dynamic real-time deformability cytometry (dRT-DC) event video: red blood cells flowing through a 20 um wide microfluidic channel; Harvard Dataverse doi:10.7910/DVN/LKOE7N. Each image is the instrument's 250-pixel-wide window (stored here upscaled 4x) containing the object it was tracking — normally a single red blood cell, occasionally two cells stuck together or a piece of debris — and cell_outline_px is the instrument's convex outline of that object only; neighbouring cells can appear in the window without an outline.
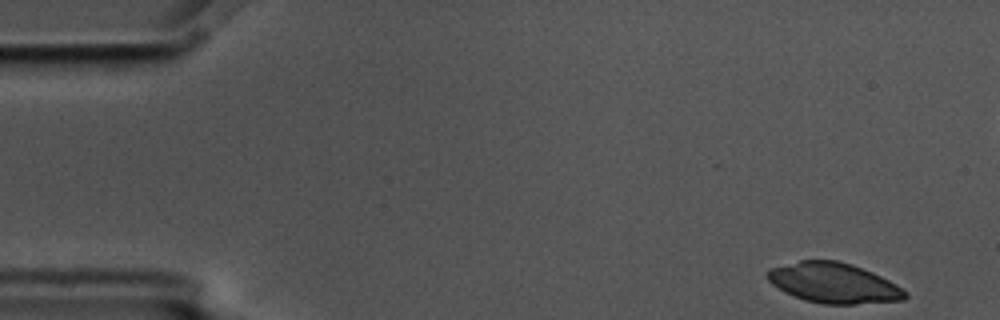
{"species": "common noctule bat (a hibernating species)", "species_latin": "Nyctalus noctula", "temperature_condition": "cold", "stored_images_in_passage": 6, "camera_frame_rate_fps": 3000, "um_per_image_px": 0.085, "animal": {"sex": "male", "body_mass_g": 17.5, "forearm_length_mm": 52.3}, "frame": {"image": 1, "passage_image": 1, "time_ms": 0.0, "image_size_px": [1000, 320], "cell_outline_px": [[908, 296], [904, 300], [856, 304], [824, 304], [804, 300], [784, 292], [772, 284], [768, 280], [768, 268], [800, 260], [836, 260], [852, 264], [872, 272], [896, 284], [908, 292]], "centroid_in_image_um": [70.86, 24.05], "position_along_channel_um": 14.1, "area_um2": 32.31}}